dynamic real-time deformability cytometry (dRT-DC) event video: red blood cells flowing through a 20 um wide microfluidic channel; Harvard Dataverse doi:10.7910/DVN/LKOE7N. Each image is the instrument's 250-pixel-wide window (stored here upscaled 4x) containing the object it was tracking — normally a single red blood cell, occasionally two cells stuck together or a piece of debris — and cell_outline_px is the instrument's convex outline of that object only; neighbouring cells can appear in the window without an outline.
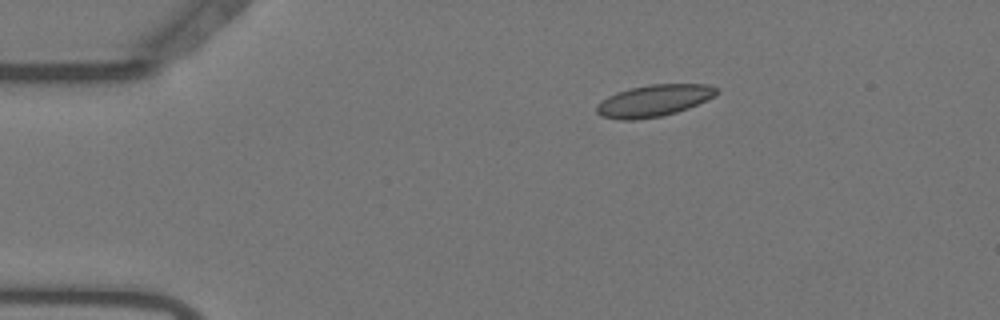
{"species": "Egyptian fruit bat (a non-hibernating species)", "species_latin": "Rousettus aegyptiacus", "temperature_condition": "warm", "stored_images_in_passage": 55, "camera_frame_rate_fps": 3000, "um_per_image_px": 0.085, "animal": {"sex": "female"}, "frame": {"image": 1, "passage_image": 10, "time_ms": 3.0, "image_size_px": [1000, 320], "cell_outline_px": [[720, 92], [688, 108], [676, 112], [660, 116], [632, 120], [624, 120], [604, 116], [596, 112], [596, 104], [608, 96], [616, 92], [648, 84], [708, 84], [716, 88]], "centroid_in_image_um": [55.55, 8.54], "position_along_channel_um": 29.4, "area_um2": 21.85}}
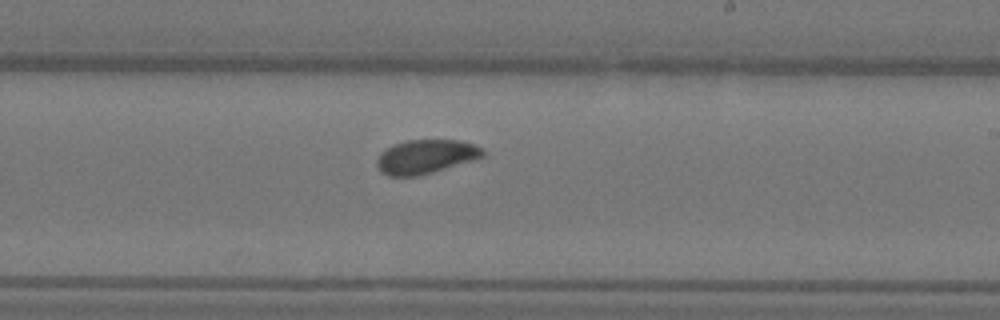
{"frame": {"image": 2, "passage_image": 33, "time_ms": 10.667, "image_size_px": [1000, 320], "cell_outline_px": [[484, 156], [432, 172], [416, 176], [388, 176], [380, 172], [376, 164], [376, 160], [380, 152], [392, 144], [404, 140], [460, 140], [476, 144], [484, 148]], "centroid_in_image_um": [36.15, 13.3], "position_along_channel_um": 252.9, "area_um2": 21.1}}
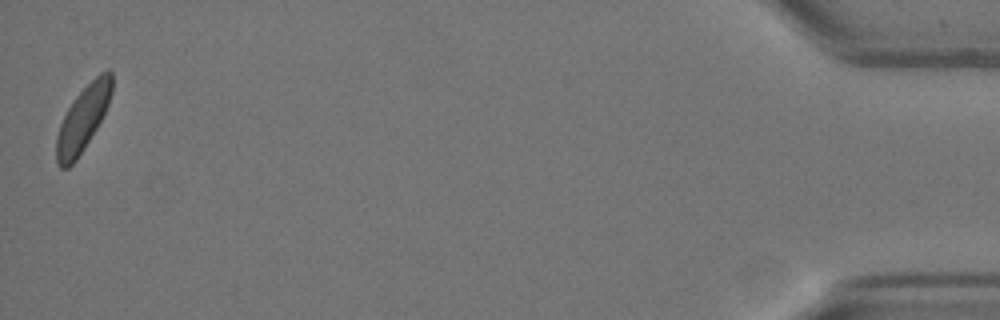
{"frame": {"image": 3, "passage_image": 55, "time_ms": 18.0, "image_size_px": [1000, 320], "cell_outline_px": [[112, 92], [108, 104], [96, 128], [84, 148], [76, 160], [68, 168], [60, 168], [56, 164], [56, 136], [60, 124], [68, 108], [76, 96], [100, 72], [108, 68], [112, 72]], "centroid_in_image_um": [7.03, 10.1], "position_along_channel_um": 428.2, "area_um2": 20.75}, "authors_computed_cell_mechanics": {"area_um2": 21.5016, "velocity_mm_per_s": 3.6586, "shape_relaxation_time_tau1_ms": 5.4989, "shape_relaxation_time_tau2_ms": null, "deformation_change_tau1": 0.104, "deformation_change_tau2": null}}